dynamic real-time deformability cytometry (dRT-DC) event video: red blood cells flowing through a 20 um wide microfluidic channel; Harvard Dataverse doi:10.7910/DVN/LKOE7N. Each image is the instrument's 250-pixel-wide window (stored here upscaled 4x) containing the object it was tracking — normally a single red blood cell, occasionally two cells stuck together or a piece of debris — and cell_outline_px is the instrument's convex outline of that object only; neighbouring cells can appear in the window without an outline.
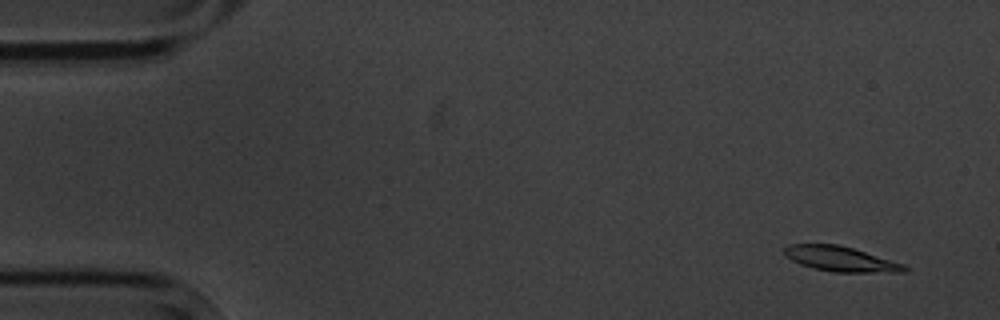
{"species": "common noctule bat (a hibernating species)", "species_latin": "Nyctalus noctula", "temperature_condition": "cold", "stored_images_in_passage": 4, "camera_frame_rate_fps": 3000, "um_per_image_px": 0.085, "animal": {"sex": "male", "body_mass_g": 20.1, "forearm_length_mm": 53.5}, "frame": {"image": 1, "passage_image": 1, "time_ms": 0.0, "image_size_px": [1000, 320], "cell_outline_px": [[908, 268], [904, 272], [836, 272], [812, 268], [800, 264], [784, 256], [784, 248], [788, 244], [836, 244], [852, 248], [904, 264]], "centroid_in_image_um": [71.41, 22.01], "position_along_channel_um": 13.6, "area_um2": 17.34}}
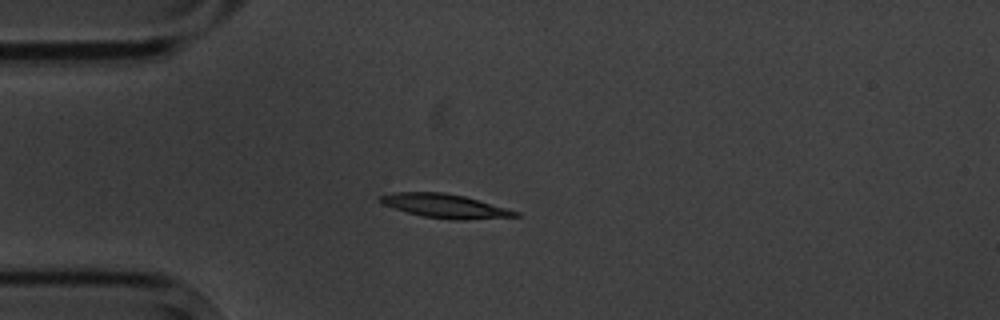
{"frame": {"image": 2, "passage_image": 4, "time_ms": 3.667, "image_size_px": [1000, 320], "cell_outline_px": [[520, 216], [464, 220], [452, 220], [424, 216], [408, 212], [384, 204], [376, 200], [380, 196], [392, 192], [444, 192], [464, 196], [520, 212]], "centroid_in_image_um": [37.83, 17.5], "position_along_channel_um": 47.2, "area_um2": 18.61}}